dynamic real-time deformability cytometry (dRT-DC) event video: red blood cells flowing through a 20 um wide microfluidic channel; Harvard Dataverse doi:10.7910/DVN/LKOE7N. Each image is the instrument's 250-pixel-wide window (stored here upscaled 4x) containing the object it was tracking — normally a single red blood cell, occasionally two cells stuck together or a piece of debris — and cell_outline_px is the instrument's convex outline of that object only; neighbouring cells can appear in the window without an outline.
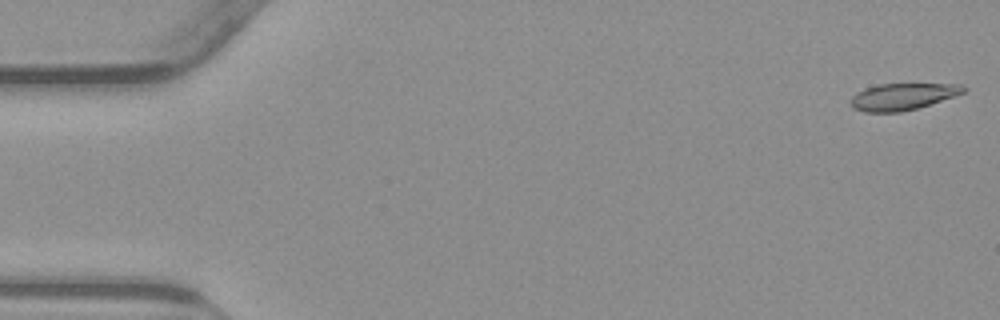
{"species": "common noctule bat (a hibernating species)", "species_latin": "Nyctalus noctula", "temperature_condition": "warm", "stored_images_in_passage": 54, "camera_frame_rate_fps": 3000, "um_per_image_px": 0.085, "animal": {"sex": "male", "body_mass_g": 23.1, "forearm_length_mm": 52.7}, "frame": {"image": 1, "passage_image": 1, "time_ms": 0.0, "image_size_px": [1000, 320], "cell_outline_px": [[968, 88], [964, 92], [916, 108], [900, 112], [864, 112], [852, 108], [848, 100], [856, 92], [864, 88], [880, 84], [964, 84]], "centroid_in_image_um": [76.65, 8.2], "position_along_channel_um": 8.3, "area_um2": 17.51}}
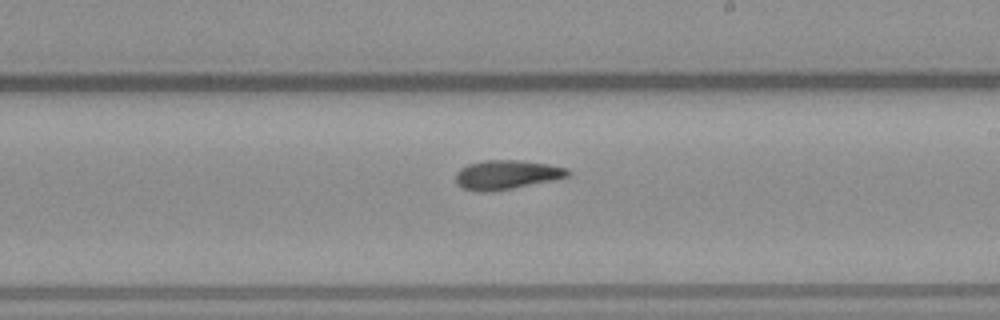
{"frame": {"image": 2, "passage_image": 31, "time_ms": 10.0, "image_size_px": [1000, 320], "cell_outline_px": [[572, 172], [568, 176], [552, 180], [512, 188], [488, 192], [480, 192], [464, 188], [456, 184], [456, 172], [460, 168], [468, 164], [484, 160], [516, 160], [548, 164], [568, 168]], "centroid_in_image_um": [43.04, 14.84], "position_along_channel_um": 246.0, "area_um2": 18.96}}
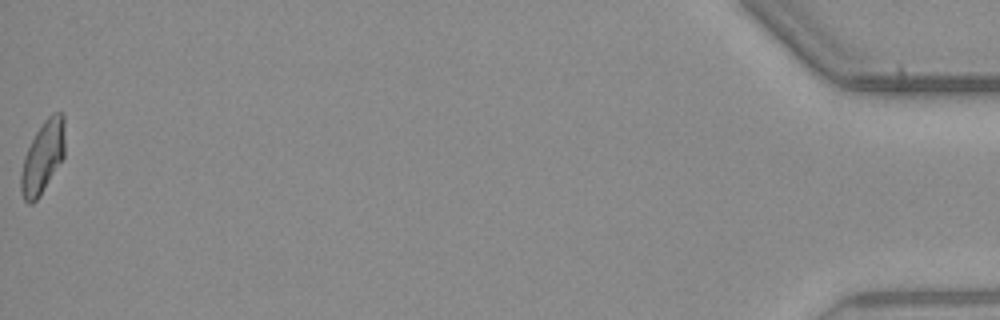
{"frame": {"image": 3, "passage_image": 54, "time_ms": 17.667, "image_size_px": [1000, 320], "cell_outline_px": [[64, 156], [40, 196], [32, 204], [28, 204], [24, 200], [20, 188], [20, 172], [24, 156], [36, 132], [44, 120], [52, 112], [60, 112], [64, 116]], "centroid_in_image_um": [3.62, 13.37], "position_along_channel_um": 431.6, "area_um2": 18.44}, "authors_computed_cell_mechanics": {"area_um2": 18.5538, "velocity_mm_per_s": 3.8407, "shape_relaxation_time_tau1_ms": 9.0599, "shape_relaxation_time_tau2_ms": 5.1155, "deformation_change_tau1": 0.2306, "deformation_change_tau2": 0.128}}